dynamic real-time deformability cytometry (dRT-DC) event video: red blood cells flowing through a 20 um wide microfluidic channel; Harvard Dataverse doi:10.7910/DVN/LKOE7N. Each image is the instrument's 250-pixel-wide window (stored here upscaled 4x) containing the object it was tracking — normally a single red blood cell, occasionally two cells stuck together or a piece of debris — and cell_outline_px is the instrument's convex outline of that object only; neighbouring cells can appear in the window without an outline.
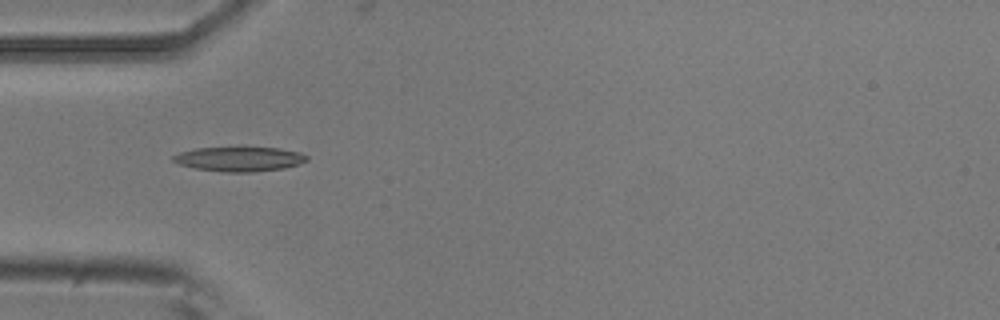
{"species": "common noctule bat (a hibernating species)", "species_latin": "Nyctalus noctula", "temperature_condition": "room temperature", "stored_images_in_passage": 3, "camera_frame_rate_fps": 3000, "um_per_image_px": 0.085, "animal": {"sex": "male", "body_mass_g": 20.5, "forearm_length_mm": 52.5}, "frame": {"image": 1, "passage_image": 1, "time_ms": 0.0, "image_size_px": [1000, 320], "cell_outline_px": [[308, 160], [300, 164], [284, 168], [252, 172], [228, 172], [196, 168], [180, 164], [172, 160], [172, 156], [180, 152], [196, 148], [280, 148], [300, 152], [308, 156]], "centroid_in_image_um": [20.39, 13.52], "position_along_channel_um": 64.6, "area_um2": 18.9}}
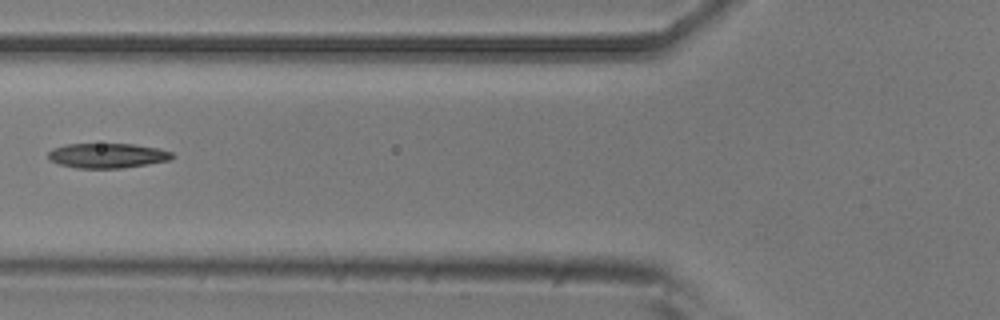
{"frame": {"image": 2, "passage_image": 2, "time_ms": 0.333, "image_size_px": [1000, 320], "cell_outline_px": [[176, 156], [172, 160], [124, 168], [76, 168], [60, 164], [48, 160], [48, 152], [52, 148], [64, 144], [132, 144], [156, 148], [172, 152]], "centroid_in_image_um": [9.12, 13.23], "position_along_channel_um": 116.7, "area_um2": 18.09}}
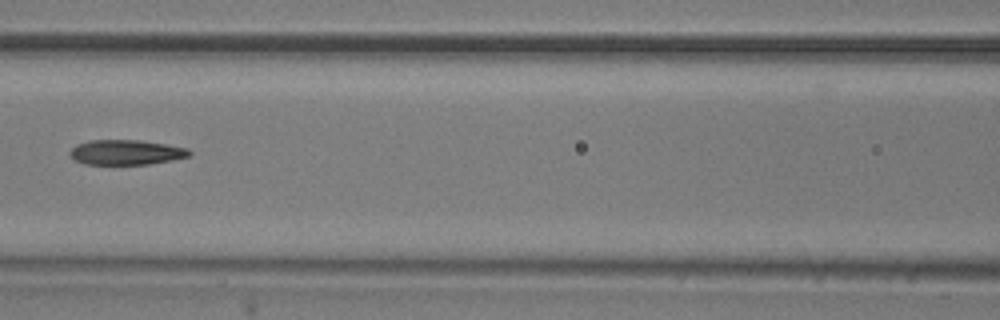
{"frame": {"image": 3, "passage_image": 3, "time_ms": 0.667, "image_size_px": [1000, 320], "cell_outline_px": [[192, 152], [188, 156], [172, 160], [148, 164], [84, 164], [76, 160], [68, 152], [76, 144], [92, 140], [140, 140], [188, 148]], "centroid_in_image_um": [10.71, 12.94], "position_along_channel_um": 155.9, "area_um2": 17.22}}